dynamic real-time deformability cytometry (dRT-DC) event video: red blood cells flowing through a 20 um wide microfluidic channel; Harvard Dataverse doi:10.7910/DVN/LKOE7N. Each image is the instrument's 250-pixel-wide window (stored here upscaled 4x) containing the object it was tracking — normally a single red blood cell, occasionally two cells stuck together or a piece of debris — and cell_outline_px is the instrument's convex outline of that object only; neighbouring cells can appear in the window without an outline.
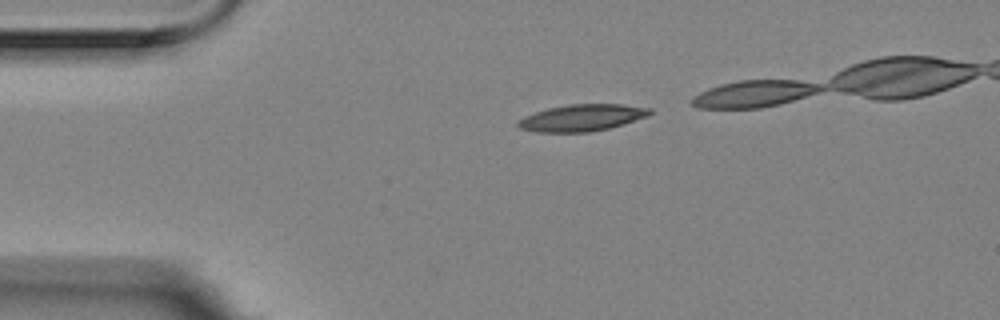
{"species": "Egyptian fruit bat (a non-hibernating species)", "species_latin": "Rousettus aegyptiacus", "temperature_condition": "room temperature", "stored_images_in_passage": 3, "camera_frame_rate_fps": 3000, "um_per_image_px": 0.085, "animal": {"sex": "female"}, "frame": {"image": 1, "passage_image": 1, "time_ms": 0.0, "image_size_px": [1000, 320], "cell_outline_px": [[652, 112], [648, 116], [608, 128], [588, 132], [536, 132], [520, 128], [516, 124], [516, 120], [524, 116], [548, 108], [568, 104], [624, 104], [652, 108]], "centroid_in_image_um": [49.45, 10.0], "position_along_channel_um": 35.6, "area_um2": 20.52}}